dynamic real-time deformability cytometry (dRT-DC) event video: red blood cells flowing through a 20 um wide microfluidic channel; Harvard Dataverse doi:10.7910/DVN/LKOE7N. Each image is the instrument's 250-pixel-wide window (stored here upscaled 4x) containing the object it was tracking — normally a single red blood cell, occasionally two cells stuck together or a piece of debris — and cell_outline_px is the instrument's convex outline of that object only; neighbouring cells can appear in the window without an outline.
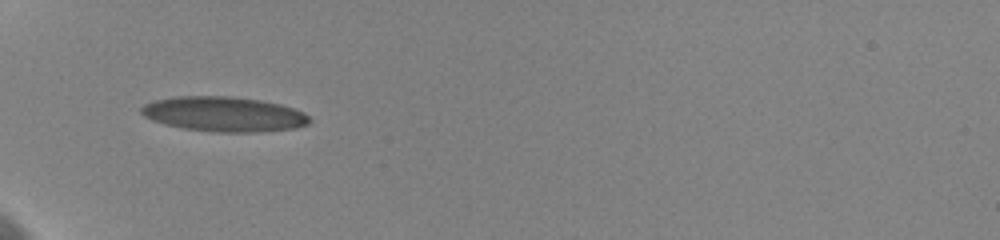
{"species": "human", "species_latin": "Homo sapiens", "temperature_condition": "cold", "stored_images_in_passage": 46, "camera_frame_rate_fps": 3000, "um_per_image_px": 0.085, "donor": {"sex": "female"}, "frame": {"image": 1, "passage_image": 1, "time_ms": 0.0, "image_size_px": [1000, 240], "cell_outline_px": [[312, 120], [308, 124], [296, 128], [256, 132], [212, 132], [180, 128], [164, 124], [152, 120], [144, 116], [140, 112], [140, 108], [144, 104], [152, 100], [172, 96], [228, 96], [260, 100], [280, 104], [304, 112]], "centroid_in_image_um": [18.99, 9.7], "position_along_channel_um": 66.0, "area_um2": 34.51}}
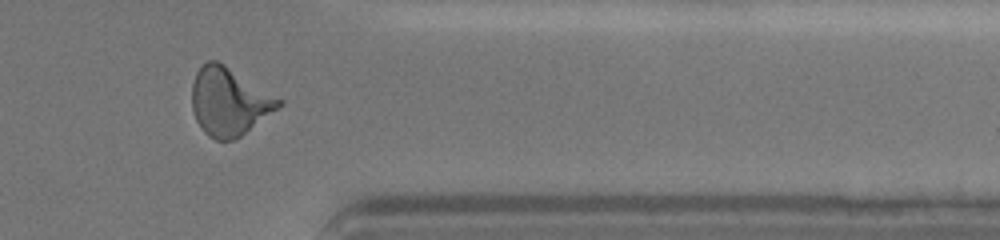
{"frame": {"image": 2, "passage_image": 38, "time_ms": 9.333, "image_size_px": [1000, 240], "cell_outline_px": [[284, 104], [236, 140], [216, 140], [208, 136], [204, 132], [196, 120], [192, 108], [192, 84], [196, 72], [208, 60], [216, 60], [224, 64], [284, 100]], "centroid_in_image_um": [19.49, 8.65], "position_along_channel_um": 391.9, "area_um2": 34.39}}
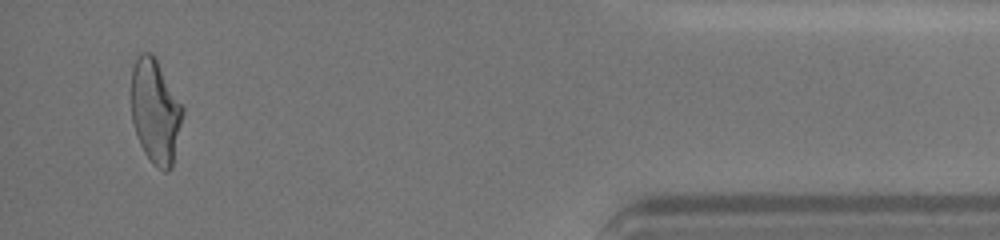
{"frame": {"image": 3, "passage_image": 44, "time_ms": 11.333, "image_size_px": [1000, 240], "cell_outline_px": [[184, 112], [172, 168], [168, 172], [164, 172], [156, 168], [152, 164], [144, 152], [140, 144], [132, 120], [132, 68], [136, 56], [140, 52], [152, 52], [184, 108]], "centroid_in_image_um": [13.21, 9.49], "position_along_channel_um": 422.0, "area_um2": 31.33}, "authors_computed_cell_mechanics": {"area_um2": 32.368, "velocity_mm_per_s": 3.6373, "shape_relaxation_time_tau1_ms": 5.1662, "shape_relaxation_time_tau2_ms": 0.9958, "deformation_change_tau1": 0.1922, "deformation_change_tau2": 0.0832}}